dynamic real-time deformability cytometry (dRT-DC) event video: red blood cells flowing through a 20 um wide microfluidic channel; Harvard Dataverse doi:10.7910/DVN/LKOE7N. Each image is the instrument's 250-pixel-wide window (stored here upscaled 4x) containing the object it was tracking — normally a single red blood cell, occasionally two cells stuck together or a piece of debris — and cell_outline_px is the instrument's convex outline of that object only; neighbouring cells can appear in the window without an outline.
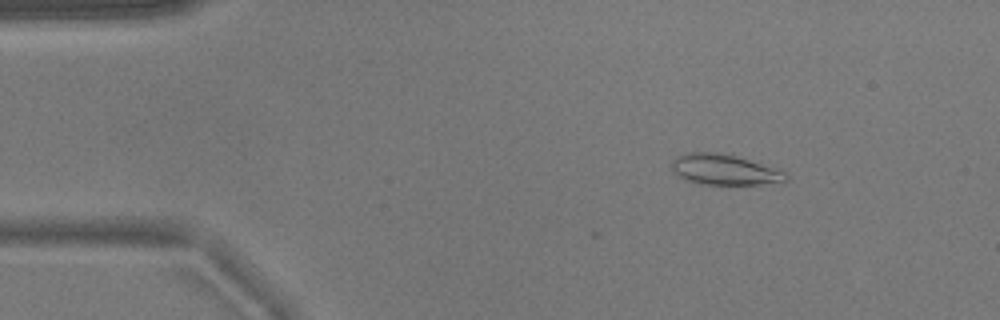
{"species": "common noctule bat (a hibernating species)", "species_latin": "Nyctalus noctula", "temperature_condition": "warm", "stored_images_in_passage": 4, "camera_frame_rate_fps": 3000, "um_per_image_px": 0.085, "animal": {"sex": "male", "body_mass_g": 17.9}, "frame": {"image": 1, "passage_image": 4, "time_ms": 1.0, "image_size_px": [1000, 320], "cell_outline_px": [[788, 180], [760, 184], [700, 184], [676, 176], [672, 168], [672, 160], [676, 156], [688, 152], [720, 152], [736, 156], [784, 172], [788, 176]], "centroid_in_image_um": [61.49, 14.41], "position_along_channel_um": 23.5, "area_um2": 20.0}}